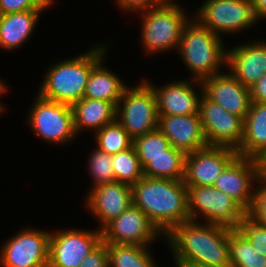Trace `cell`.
<instances>
[{"label": "cell", "instance_id": "cell-1", "mask_svg": "<svg viewBox=\"0 0 266 267\" xmlns=\"http://www.w3.org/2000/svg\"><path fill=\"white\" fill-rule=\"evenodd\" d=\"M232 230L189 220L174 226L164 238L176 267H230L228 236Z\"/></svg>", "mask_w": 266, "mask_h": 267}, {"label": "cell", "instance_id": "cell-2", "mask_svg": "<svg viewBox=\"0 0 266 267\" xmlns=\"http://www.w3.org/2000/svg\"><path fill=\"white\" fill-rule=\"evenodd\" d=\"M132 205L142 210L163 237L189 221L188 190L184 181L143 177L131 186Z\"/></svg>", "mask_w": 266, "mask_h": 267}, {"label": "cell", "instance_id": "cell-3", "mask_svg": "<svg viewBox=\"0 0 266 267\" xmlns=\"http://www.w3.org/2000/svg\"><path fill=\"white\" fill-rule=\"evenodd\" d=\"M106 47L95 46L79 56L52 65L47 70L38 94L45 99L71 106L81 100L91 70L103 58Z\"/></svg>", "mask_w": 266, "mask_h": 267}, {"label": "cell", "instance_id": "cell-4", "mask_svg": "<svg viewBox=\"0 0 266 267\" xmlns=\"http://www.w3.org/2000/svg\"><path fill=\"white\" fill-rule=\"evenodd\" d=\"M191 19L183 28L178 51L199 86L204 79L222 73L220 67L226 65L227 50L221 36Z\"/></svg>", "mask_w": 266, "mask_h": 267}, {"label": "cell", "instance_id": "cell-5", "mask_svg": "<svg viewBox=\"0 0 266 267\" xmlns=\"http://www.w3.org/2000/svg\"><path fill=\"white\" fill-rule=\"evenodd\" d=\"M140 14L143 17L141 38L148 54L178 50L183 28L189 22L181 6L160 4Z\"/></svg>", "mask_w": 266, "mask_h": 267}, {"label": "cell", "instance_id": "cell-6", "mask_svg": "<svg viewBox=\"0 0 266 267\" xmlns=\"http://www.w3.org/2000/svg\"><path fill=\"white\" fill-rule=\"evenodd\" d=\"M186 186L190 220L198 221L201 216L207 223L230 229L239 228L246 211L233 198L213 185Z\"/></svg>", "mask_w": 266, "mask_h": 267}, {"label": "cell", "instance_id": "cell-7", "mask_svg": "<svg viewBox=\"0 0 266 267\" xmlns=\"http://www.w3.org/2000/svg\"><path fill=\"white\" fill-rule=\"evenodd\" d=\"M116 120L133 139L158 129L156 95L145 79L137 87L124 90L117 104Z\"/></svg>", "mask_w": 266, "mask_h": 267}, {"label": "cell", "instance_id": "cell-8", "mask_svg": "<svg viewBox=\"0 0 266 267\" xmlns=\"http://www.w3.org/2000/svg\"><path fill=\"white\" fill-rule=\"evenodd\" d=\"M200 7L194 18L219 36L240 32L258 21L251 0H205Z\"/></svg>", "mask_w": 266, "mask_h": 267}, {"label": "cell", "instance_id": "cell-9", "mask_svg": "<svg viewBox=\"0 0 266 267\" xmlns=\"http://www.w3.org/2000/svg\"><path fill=\"white\" fill-rule=\"evenodd\" d=\"M29 113L31 130L48 143H65L76 135L71 105L58 103L36 95Z\"/></svg>", "mask_w": 266, "mask_h": 267}, {"label": "cell", "instance_id": "cell-10", "mask_svg": "<svg viewBox=\"0 0 266 267\" xmlns=\"http://www.w3.org/2000/svg\"><path fill=\"white\" fill-rule=\"evenodd\" d=\"M199 115L206 142L210 146H224L237 150L243 138L244 120L231 114L203 93L200 83Z\"/></svg>", "mask_w": 266, "mask_h": 267}, {"label": "cell", "instance_id": "cell-11", "mask_svg": "<svg viewBox=\"0 0 266 267\" xmlns=\"http://www.w3.org/2000/svg\"><path fill=\"white\" fill-rule=\"evenodd\" d=\"M51 233L24 229L5 242L0 261L3 267H48Z\"/></svg>", "mask_w": 266, "mask_h": 267}, {"label": "cell", "instance_id": "cell-12", "mask_svg": "<svg viewBox=\"0 0 266 267\" xmlns=\"http://www.w3.org/2000/svg\"><path fill=\"white\" fill-rule=\"evenodd\" d=\"M48 267H79L83 259L102 242V231L68 229L51 232Z\"/></svg>", "mask_w": 266, "mask_h": 267}, {"label": "cell", "instance_id": "cell-13", "mask_svg": "<svg viewBox=\"0 0 266 267\" xmlns=\"http://www.w3.org/2000/svg\"><path fill=\"white\" fill-rule=\"evenodd\" d=\"M261 175L262 161L237 155L213 186L233 198L247 212L255 196L253 184Z\"/></svg>", "mask_w": 266, "mask_h": 267}, {"label": "cell", "instance_id": "cell-14", "mask_svg": "<svg viewBox=\"0 0 266 267\" xmlns=\"http://www.w3.org/2000/svg\"><path fill=\"white\" fill-rule=\"evenodd\" d=\"M101 231L102 241L106 244L148 246L155 237L163 236L146 214L134 205L109 222Z\"/></svg>", "mask_w": 266, "mask_h": 267}, {"label": "cell", "instance_id": "cell-15", "mask_svg": "<svg viewBox=\"0 0 266 267\" xmlns=\"http://www.w3.org/2000/svg\"><path fill=\"white\" fill-rule=\"evenodd\" d=\"M237 155V150L233 148L210 145L186 154L185 185H214L215 180Z\"/></svg>", "mask_w": 266, "mask_h": 267}, {"label": "cell", "instance_id": "cell-16", "mask_svg": "<svg viewBox=\"0 0 266 267\" xmlns=\"http://www.w3.org/2000/svg\"><path fill=\"white\" fill-rule=\"evenodd\" d=\"M90 190L85 202L100 221V230L132 205L131 185L126 183H105Z\"/></svg>", "mask_w": 266, "mask_h": 267}, {"label": "cell", "instance_id": "cell-17", "mask_svg": "<svg viewBox=\"0 0 266 267\" xmlns=\"http://www.w3.org/2000/svg\"><path fill=\"white\" fill-rule=\"evenodd\" d=\"M203 93L225 110L245 119L251 105L250 89L238 81L230 72L216 74L204 79Z\"/></svg>", "mask_w": 266, "mask_h": 267}, {"label": "cell", "instance_id": "cell-18", "mask_svg": "<svg viewBox=\"0 0 266 267\" xmlns=\"http://www.w3.org/2000/svg\"><path fill=\"white\" fill-rule=\"evenodd\" d=\"M158 129L168 139L170 145L189 154L208 146L199 114L161 115Z\"/></svg>", "mask_w": 266, "mask_h": 267}, {"label": "cell", "instance_id": "cell-19", "mask_svg": "<svg viewBox=\"0 0 266 267\" xmlns=\"http://www.w3.org/2000/svg\"><path fill=\"white\" fill-rule=\"evenodd\" d=\"M226 66L248 88L266 74V43L253 42L227 50Z\"/></svg>", "mask_w": 266, "mask_h": 267}, {"label": "cell", "instance_id": "cell-20", "mask_svg": "<svg viewBox=\"0 0 266 267\" xmlns=\"http://www.w3.org/2000/svg\"><path fill=\"white\" fill-rule=\"evenodd\" d=\"M146 82L155 92L158 116L199 114V103L201 98L195 92L196 90H194V86L191 85V82H169L162 88H157L150 82Z\"/></svg>", "mask_w": 266, "mask_h": 267}, {"label": "cell", "instance_id": "cell-21", "mask_svg": "<svg viewBox=\"0 0 266 267\" xmlns=\"http://www.w3.org/2000/svg\"><path fill=\"white\" fill-rule=\"evenodd\" d=\"M237 154L260 161L266 158V104L251 102Z\"/></svg>", "mask_w": 266, "mask_h": 267}, {"label": "cell", "instance_id": "cell-22", "mask_svg": "<svg viewBox=\"0 0 266 267\" xmlns=\"http://www.w3.org/2000/svg\"><path fill=\"white\" fill-rule=\"evenodd\" d=\"M71 107L76 135L82 129L101 130L106 124L116 120L117 106L108 101L82 98Z\"/></svg>", "mask_w": 266, "mask_h": 267}, {"label": "cell", "instance_id": "cell-23", "mask_svg": "<svg viewBox=\"0 0 266 267\" xmlns=\"http://www.w3.org/2000/svg\"><path fill=\"white\" fill-rule=\"evenodd\" d=\"M43 10H27L0 15V46L15 50L28 40L36 28L39 14Z\"/></svg>", "mask_w": 266, "mask_h": 267}, {"label": "cell", "instance_id": "cell-24", "mask_svg": "<svg viewBox=\"0 0 266 267\" xmlns=\"http://www.w3.org/2000/svg\"><path fill=\"white\" fill-rule=\"evenodd\" d=\"M103 59L91 70L83 98L108 101L117 106L124 90L128 86L118 78V75L116 76V74L102 65Z\"/></svg>", "mask_w": 266, "mask_h": 267}, {"label": "cell", "instance_id": "cell-25", "mask_svg": "<svg viewBox=\"0 0 266 267\" xmlns=\"http://www.w3.org/2000/svg\"><path fill=\"white\" fill-rule=\"evenodd\" d=\"M186 154L172 146L164 154L151 158L143 168V175L149 178L184 181Z\"/></svg>", "mask_w": 266, "mask_h": 267}, {"label": "cell", "instance_id": "cell-26", "mask_svg": "<svg viewBox=\"0 0 266 267\" xmlns=\"http://www.w3.org/2000/svg\"><path fill=\"white\" fill-rule=\"evenodd\" d=\"M228 253L230 267H266V256L258 254L238 229L229 233Z\"/></svg>", "mask_w": 266, "mask_h": 267}, {"label": "cell", "instance_id": "cell-27", "mask_svg": "<svg viewBox=\"0 0 266 267\" xmlns=\"http://www.w3.org/2000/svg\"><path fill=\"white\" fill-rule=\"evenodd\" d=\"M109 267H157L147 246L107 244Z\"/></svg>", "mask_w": 266, "mask_h": 267}, {"label": "cell", "instance_id": "cell-28", "mask_svg": "<svg viewBox=\"0 0 266 267\" xmlns=\"http://www.w3.org/2000/svg\"><path fill=\"white\" fill-rule=\"evenodd\" d=\"M95 136L97 148L110 155L125 151L133 146V138L117 120L96 131Z\"/></svg>", "mask_w": 266, "mask_h": 267}, {"label": "cell", "instance_id": "cell-29", "mask_svg": "<svg viewBox=\"0 0 266 267\" xmlns=\"http://www.w3.org/2000/svg\"><path fill=\"white\" fill-rule=\"evenodd\" d=\"M112 167L116 182L132 186L144 177L134 146L112 155Z\"/></svg>", "mask_w": 266, "mask_h": 267}, {"label": "cell", "instance_id": "cell-30", "mask_svg": "<svg viewBox=\"0 0 266 267\" xmlns=\"http://www.w3.org/2000/svg\"><path fill=\"white\" fill-rule=\"evenodd\" d=\"M133 146L140 164L144 168L151 161V158L164 154V151L171 145L164 134L159 129H156L155 131L135 137L133 139Z\"/></svg>", "mask_w": 266, "mask_h": 267}, {"label": "cell", "instance_id": "cell-31", "mask_svg": "<svg viewBox=\"0 0 266 267\" xmlns=\"http://www.w3.org/2000/svg\"><path fill=\"white\" fill-rule=\"evenodd\" d=\"M88 164L90 175L94 180V185L92 187L116 182L112 167V155L95 148V151L93 150L89 157Z\"/></svg>", "mask_w": 266, "mask_h": 267}, {"label": "cell", "instance_id": "cell-32", "mask_svg": "<svg viewBox=\"0 0 266 267\" xmlns=\"http://www.w3.org/2000/svg\"><path fill=\"white\" fill-rule=\"evenodd\" d=\"M238 230L250 241L258 254L266 256V227L258 225L246 215Z\"/></svg>", "mask_w": 266, "mask_h": 267}, {"label": "cell", "instance_id": "cell-33", "mask_svg": "<svg viewBox=\"0 0 266 267\" xmlns=\"http://www.w3.org/2000/svg\"><path fill=\"white\" fill-rule=\"evenodd\" d=\"M255 189V196L246 215L258 225L266 227V177L262 174ZM259 187V188H258Z\"/></svg>", "mask_w": 266, "mask_h": 267}, {"label": "cell", "instance_id": "cell-34", "mask_svg": "<svg viewBox=\"0 0 266 267\" xmlns=\"http://www.w3.org/2000/svg\"><path fill=\"white\" fill-rule=\"evenodd\" d=\"M52 0H0V15L27 10H45Z\"/></svg>", "mask_w": 266, "mask_h": 267}, {"label": "cell", "instance_id": "cell-35", "mask_svg": "<svg viewBox=\"0 0 266 267\" xmlns=\"http://www.w3.org/2000/svg\"><path fill=\"white\" fill-rule=\"evenodd\" d=\"M79 267H109L107 244L102 241L83 259Z\"/></svg>", "mask_w": 266, "mask_h": 267}, {"label": "cell", "instance_id": "cell-36", "mask_svg": "<svg viewBox=\"0 0 266 267\" xmlns=\"http://www.w3.org/2000/svg\"><path fill=\"white\" fill-rule=\"evenodd\" d=\"M118 6L123 10L130 12H144L159 6V0H115Z\"/></svg>", "mask_w": 266, "mask_h": 267}, {"label": "cell", "instance_id": "cell-37", "mask_svg": "<svg viewBox=\"0 0 266 267\" xmlns=\"http://www.w3.org/2000/svg\"><path fill=\"white\" fill-rule=\"evenodd\" d=\"M251 102L266 104V74L249 87Z\"/></svg>", "mask_w": 266, "mask_h": 267}, {"label": "cell", "instance_id": "cell-38", "mask_svg": "<svg viewBox=\"0 0 266 267\" xmlns=\"http://www.w3.org/2000/svg\"><path fill=\"white\" fill-rule=\"evenodd\" d=\"M254 14L258 19H266V0H251Z\"/></svg>", "mask_w": 266, "mask_h": 267}, {"label": "cell", "instance_id": "cell-39", "mask_svg": "<svg viewBox=\"0 0 266 267\" xmlns=\"http://www.w3.org/2000/svg\"><path fill=\"white\" fill-rule=\"evenodd\" d=\"M6 90H7V86H4V87L0 90V96H2V94H4V92H6ZM3 109H4V108H3L2 104L0 103V114H1V112L4 111Z\"/></svg>", "mask_w": 266, "mask_h": 267}, {"label": "cell", "instance_id": "cell-40", "mask_svg": "<svg viewBox=\"0 0 266 267\" xmlns=\"http://www.w3.org/2000/svg\"><path fill=\"white\" fill-rule=\"evenodd\" d=\"M262 174L266 177V158L262 161Z\"/></svg>", "mask_w": 266, "mask_h": 267}, {"label": "cell", "instance_id": "cell-41", "mask_svg": "<svg viewBox=\"0 0 266 267\" xmlns=\"http://www.w3.org/2000/svg\"><path fill=\"white\" fill-rule=\"evenodd\" d=\"M159 2L161 3V4H177L175 1H171V0H159Z\"/></svg>", "mask_w": 266, "mask_h": 267}, {"label": "cell", "instance_id": "cell-42", "mask_svg": "<svg viewBox=\"0 0 266 267\" xmlns=\"http://www.w3.org/2000/svg\"><path fill=\"white\" fill-rule=\"evenodd\" d=\"M5 86V83L0 79V90Z\"/></svg>", "mask_w": 266, "mask_h": 267}]
</instances>
